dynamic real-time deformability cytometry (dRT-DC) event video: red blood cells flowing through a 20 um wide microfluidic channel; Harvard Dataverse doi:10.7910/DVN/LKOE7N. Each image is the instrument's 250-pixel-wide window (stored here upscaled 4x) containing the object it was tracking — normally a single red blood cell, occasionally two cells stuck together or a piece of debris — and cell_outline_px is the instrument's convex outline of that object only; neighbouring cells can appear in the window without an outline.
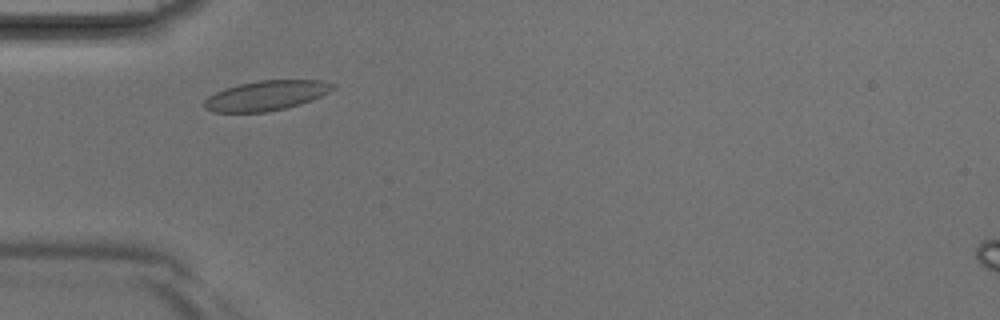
{"species": "Egyptian fruit bat (a non-hibernating species)", "species_latin": "Rousettus aegyptiacus", "temperature_condition": "room temperature", "stored_images_in_passage": 2, "camera_frame_rate_fps": 3000, "um_per_image_px": 0.085, "animal": {"sex": "male"}, "frame": {"image": 1, "passage_image": 2, "time_ms": 0.333, "image_size_px": [1000, 320], "cell_outline_px": [[336, 88], [312, 100], [300, 104], [284, 108], [264, 112], [212, 112], [204, 108], [204, 100], [208, 96], [224, 88], [240, 84], [260, 80], [324, 80], [336, 84]], "centroid_in_image_um": [22.64, 8.11], "position_along_channel_um": 62.4, "area_um2": 22.37}}